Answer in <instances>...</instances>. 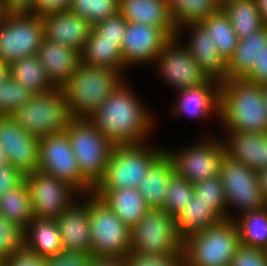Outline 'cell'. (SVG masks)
Instances as JSON below:
<instances>
[{"label": "cell", "mask_w": 267, "mask_h": 266, "mask_svg": "<svg viewBox=\"0 0 267 266\" xmlns=\"http://www.w3.org/2000/svg\"><path fill=\"white\" fill-rule=\"evenodd\" d=\"M240 245L237 225L226 219L183 240V257L192 266H231Z\"/></svg>", "instance_id": "cell-4"}, {"label": "cell", "mask_w": 267, "mask_h": 266, "mask_svg": "<svg viewBox=\"0 0 267 266\" xmlns=\"http://www.w3.org/2000/svg\"><path fill=\"white\" fill-rule=\"evenodd\" d=\"M165 152L173 161L175 173L193 185L218 176L225 155L224 144L218 141L202 143L177 155L170 151Z\"/></svg>", "instance_id": "cell-14"}, {"label": "cell", "mask_w": 267, "mask_h": 266, "mask_svg": "<svg viewBox=\"0 0 267 266\" xmlns=\"http://www.w3.org/2000/svg\"><path fill=\"white\" fill-rule=\"evenodd\" d=\"M124 85L121 83L88 120L115 146L142 144L152 118Z\"/></svg>", "instance_id": "cell-1"}, {"label": "cell", "mask_w": 267, "mask_h": 266, "mask_svg": "<svg viewBox=\"0 0 267 266\" xmlns=\"http://www.w3.org/2000/svg\"><path fill=\"white\" fill-rule=\"evenodd\" d=\"M119 72L80 62L76 71L61 87L72 117L88 119L122 83Z\"/></svg>", "instance_id": "cell-3"}, {"label": "cell", "mask_w": 267, "mask_h": 266, "mask_svg": "<svg viewBox=\"0 0 267 266\" xmlns=\"http://www.w3.org/2000/svg\"><path fill=\"white\" fill-rule=\"evenodd\" d=\"M43 19L44 38L81 52L90 37L93 26L69 11L49 14Z\"/></svg>", "instance_id": "cell-19"}, {"label": "cell", "mask_w": 267, "mask_h": 266, "mask_svg": "<svg viewBox=\"0 0 267 266\" xmlns=\"http://www.w3.org/2000/svg\"><path fill=\"white\" fill-rule=\"evenodd\" d=\"M141 144L114 146L103 179L94 190L137 188L151 165L164 153Z\"/></svg>", "instance_id": "cell-7"}, {"label": "cell", "mask_w": 267, "mask_h": 266, "mask_svg": "<svg viewBox=\"0 0 267 266\" xmlns=\"http://www.w3.org/2000/svg\"><path fill=\"white\" fill-rule=\"evenodd\" d=\"M182 258L183 252L148 255L129 251L122 260L125 266H176Z\"/></svg>", "instance_id": "cell-42"}, {"label": "cell", "mask_w": 267, "mask_h": 266, "mask_svg": "<svg viewBox=\"0 0 267 266\" xmlns=\"http://www.w3.org/2000/svg\"><path fill=\"white\" fill-rule=\"evenodd\" d=\"M130 251L141 254L183 252L176 218L162 209H150L131 229Z\"/></svg>", "instance_id": "cell-9"}, {"label": "cell", "mask_w": 267, "mask_h": 266, "mask_svg": "<svg viewBox=\"0 0 267 266\" xmlns=\"http://www.w3.org/2000/svg\"><path fill=\"white\" fill-rule=\"evenodd\" d=\"M56 223L64 251L91 254L90 199L82 206L72 204Z\"/></svg>", "instance_id": "cell-18"}, {"label": "cell", "mask_w": 267, "mask_h": 266, "mask_svg": "<svg viewBox=\"0 0 267 266\" xmlns=\"http://www.w3.org/2000/svg\"><path fill=\"white\" fill-rule=\"evenodd\" d=\"M127 28L126 19L118 12L92 28V33L99 40L119 41L122 45L123 37Z\"/></svg>", "instance_id": "cell-43"}, {"label": "cell", "mask_w": 267, "mask_h": 266, "mask_svg": "<svg viewBox=\"0 0 267 266\" xmlns=\"http://www.w3.org/2000/svg\"><path fill=\"white\" fill-rule=\"evenodd\" d=\"M118 12L127 22L161 28L170 38L178 36L167 0H120Z\"/></svg>", "instance_id": "cell-20"}, {"label": "cell", "mask_w": 267, "mask_h": 266, "mask_svg": "<svg viewBox=\"0 0 267 266\" xmlns=\"http://www.w3.org/2000/svg\"><path fill=\"white\" fill-rule=\"evenodd\" d=\"M34 95L35 93L30 89L9 77L4 84L0 85V116L12 115Z\"/></svg>", "instance_id": "cell-40"}, {"label": "cell", "mask_w": 267, "mask_h": 266, "mask_svg": "<svg viewBox=\"0 0 267 266\" xmlns=\"http://www.w3.org/2000/svg\"><path fill=\"white\" fill-rule=\"evenodd\" d=\"M72 0H38L33 15L44 17L49 14L67 12Z\"/></svg>", "instance_id": "cell-49"}, {"label": "cell", "mask_w": 267, "mask_h": 266, "mask_svg": "<svg viewBox=\"0 0 267 266\" xmlns=\"http://www.w3.org/2000/svg\"><path fill=\"white\" fill-rule=\"evenodd\" d=\"M117 0H72L69 12L87 20L92 26L118 13Z\"/></svg>", "instance_id": "cell-38"}, {"label": "cell", "mask_w": 267, "mask_h": 266, "mask_svg": "<svg viewBox=\"0 0 267 266\" xmlns=\"http://www.w3.org/2000/svg\"><path fill=\"white\" fill-rule=\"evenodd\" d=\"M3 266H46L45 258L24 248L4 260Z\"/></svg>", "instance_id": "cell-48"}, {"label": "cell", "mask_w": 267, "mask_h": 266, "mask_svg": "<svg viewBox=\"0 0 267 266\" xmlns=\"http://www.w3.org/2000/svg\"><path fill=\"white\" fill-rule=\"evenodd\" d=\"M11 116L25 131L37 138L65 131L73 119L61 88L35 94Z\"/></svg>", "instance_id": "cell-6"}, {"label": "cell", "mask_w": 267, "mask_h": 266, "mask_svg": "<svg viewBox=\"0 0 267 266\" xmlns=\"http://www.w3.org/2000/svg\"><path fill=\"white\" fill-rule=\"evenodd\" d=\"M219 176L224 187L227 205L230 203L237 205L238 208L244 209V213L267 206L255 170L224 155Z\"/></svg>", "instance_id": "cell-12"}, {"label": "cell", "mask_w": 267, "mask_h": 266, "mask_svg": "<svg viewBox=\"0 0 267 266\" xmlns=\"http://www.w3.org/2000/svg\"><path fill=\"white\" fill-rule=\"evenodd\" d=\"M7 13L4 7V0H0V23L6 17Z\"/></svg>", "instance_id": "cell-56"}, {"label": "cell", "mask_w": 267, "mask_h": 266, "mask_svg": "<svg viewBox=\"0 0 267 266\" xmlns=\"http://www.w3.org/2000/svg\"><path fill=\"white\" fill-rule=\"evenodd\" d=\"M10 77L9 63L0 60V85L4 84Z\"/></svg>", "instance_id": "cell-53"}, {"label": "cell", "mask_w": 267, "mask_h": 266, "mask_svg": "<svg viewBox=\"0 0 267 266\" xmlns=\"http://www.w3.org/2000/svg\"><path fill=\"white\" fill-rule=\"evenodd\" d=\"M243 214L242 220H235L240 244L265 250L267 248V206Z\"/></svg>", "instance_id": "cell-35"}, {"label": "cell", "mask_w": 267, "mask_h": 266, "mask_svg": "<svg viewBox=\"0 0 267 266\" xmlns=\"http://www.w3.org/2000/svg\"><path fill=\"white\" fill-rule=\"evenodd\" d=\"M170 39L161 28L127 22L121 45L124 67L133 63L153 62Z\"/></svg>", "instance_id": "cell-17"}, {"label": "cell", "mask_w": 267, "mask_h": 266, "mask_svg": "<svg viewBox=\"0 0 267 266\" xmlns=\"http://www.w3.org/2000/svg\"><path fill=\"white\" fill-rule=\"evenodd\" d=\"M10 77L35 94L49 93L56 87L48 79L37 55L20 58L9 64Z\"/></svg>", "instance_id": "cell-30"}, {"label": "cell", "mask_w": 267, "mask_h": 266, "mask_svg": "<svg viewBox=\"0 0 267 266\" xmlns=\"http://www.w3.org/2000/svg\"><path fill=\"white\" fill-rule=\"evenodd\" d=\"M256 176L263 197L267 201V168L256 170Z\"/></svg>", "instance_id": "cell-51"}, {"label": "cell", "mask_w": 267, "mask_h": 266, "mask_svg": "<svg viewBox=\"0 0 267 266\" xmlns=\"http://www.w3.org/2000/svg\"><path fill=\"white\" fill-rule=\"evenodd\" d=\"M167 1L169 11L177 29L188 23H200L202 20L216 13L220 9L214 0Z\"/></svg>", "instance_id": "cell-36"}, {"label": "cell", "mask_w": 267, "mask_h": 266, "mask_svg": "<svg viewBox=\"0 0 267 266\" xmlns=\"http://www.w3.org/2000/svg\"><path fill=\"white\" fill-rule=\"evenodd\" d=\"M207 205L194 194L187 207L176 217L178 233L183 240L222 221Z\"/></svg>", "instance_id": "cell-32"}, {"label": "cell", "mask_w": 267, "mask_h": 266, "mask_svg": "<svg viewBox=\"0 0 267 266\" xmlns=\"http://www.w3.org/2000/svg\"><path fill=\"white\" fill-rule=\"evenodd\" d=\"M0 213L26 230L33 220L30 194L25 179L0 196Z\"/></svg>", "instance_id": "cell-33"}, {"label": "cell", "mask_w": 267, "mask_h": 266, "mask_svg": "<svg viewBox=\"0 0 267 266\" xmlns=\"http://www.w3.org/2000/svg\"><path fill=\"white\" fill-rule=\"evenodd\" d=\"M257 3L264 24L267 25V0H257Z\"/></svg>", "instance_id": "cell-54"}, {"label": "cell", "mask_w": 267, "mask_h": 266, "mask_svg": "<svg viewBox=\"0 0 267 266\" xmlns=\"http://www.w3.org/2000/svg\"><path fill=\"white\" fill-rule=\"evenodd\" d=\"M25 248V230L0 213V257L5 260Z\"/></svg>", "instance_id": "cell-41"}, {"label": "cell", "mask_w": 267, "mask_h": 266, "mask_svg": "<svg viewBox=\"0 0 267 266\" xmlns=\"http://www.w3.org/2000/svg\"><path fill=\"white\" fill-rule=\"evenodd\" d=\"M91 195V254L95 259L124 258L130 251L131 230L104 202Z\"/></svg>", "instance_id": "cell-8"}, {"label": "cell", "mask_w": 267, "mask_h": 266, "mask_svg": "<svg viewBox=\"0 0 267 266\" xmlns=\"http://www.w3.org/2000/svg\"><path fill=\"white\" fill-rule=\"evenodd\" d=\"M37 56L48 79L56 88H61L68 81L81 62L78 50L46 38L42 40Z\"/></svg>", "instance_id": "cell-21"}, {"label": "cell", "mask_w": 267, "mask_h": 266, "mask_svg": "<svg viewBox=\"0 0 267 266\" xmlns=\"http://www.w3.org/2000/svg\"><path fill=\"white\" fill-rule=\"evenodd\" d=\"M175 174L172 159L164 152L149 168L137 189L150 209H162L168 184Z\"/></svg>", "instance_id": "cell-25"}, {"label": "cell", "mask_w": 267, "mask_h": 266, "mask_svg": "<svg viewBox=\"0 0 267 266\" xmlns=\"http://www.w3.org/2000/svg\"><path fill=\"white\" fill-rule=\"evenodd\" d=\"M194 31L188 46L193 59L199 64L205 74L217 81L226 80V61L219 54L214 41L200 23H188Z\"/></svg>", "instance_id": "cell-24"}, {"label": "cell", "mask_w": 267, "mask_h": 266, "mask_svg": "<svg viewBox=\"0 0 267 266\" xmlns=\"http://www.w3.org/2000/svg\"><path fill=\"white\" fill-rule=\"evenodd\" d=\"M24 179L25 175L9 163L0 167V196L17 187Z\"/></svg>", "instance_id": "cell-47"}, {"label": "cell", "mask_w": 267, "mask_h": 266, "mask_svg": "<svg viewBox=\"0 0 267 266\" xmlns=\"http://www.w3.org/2000/svg\"><path fill=\"white\" fill-rule=\"evenodd\" d=\"M44 39L43 19L33 14H7L0 23V60L7 63L37 55Z\"/></svg>", "instance_id": "cell-10"}, {"label": "cell", "mask_w": 267, "mask_h": 266, "mask_svg": "<svg viewBox=\"0 0 267 266\" xmlns=\"http://www.w3.org/2000/svg\"><path fill=\"white\" fill-rule=\"evenodd\" d=\"M4 260L0 257V266H3Z\"/></svg>", "instance_id": "cell-60"}, {"label": "cell", "mask_w": 267, "mask_h": 266, "mask_svg": "<svg viewBox=\"0 0 267 266\" xmlns=\"http://www.w3.org/2000/svg\"><path fill=\"white\" fill-rule=\"evenodd\" d=\"M65 132L81 176L95 188L104 177L115 145L87 118H73Z\"/></svg>", "instance_id": "cell-5"}, {"label": "cell", "mask_w": 267, "mask_h": 266, "mask_svg": "<svg viewBox=\"0 0 267 266\" xmlns=\"http://www.w3.org/2000/svg\"><path fill=\"white\" fill-rule=\"evenodd\" d=\"M267 45V25L238 41L232 56L226 62V80L241 79L258 59Z\"/></svg>", "instance_id": "cell-26"}, {"label": "cell", "mask_w": 267, "mask_h": 266, "mask_svg": "<svg viewBox=\"0 0 267 266\" xmlns=\"http://www.w3.org/2000/svg\"><path fill=\"white\" fill-rule=\"evenodd\" d=\"M218 115L230 131L267 133L264 86L244 79L222 81Z\"/></svg>", "instance_id": "cell-2"}, {"label": "cell", "mask_w": 267, "mask_h": 266, "mask_svg": "<svg viewBox=\"0 0 267 266\" xmlns=\"http://www.w3.org/2000/svg\"><path fill=\"white\" fill-rule=\"evenodd\" d=\"M34 218L57 219L72 205L75 188L50 174L36 170L25 175ZM73 191V192H71Z\"/></svg>", "instance_id": "cell-13"}, {"label": "cell", "mask_w": 267, "mask_h": 266, "mask_svg": "<svg viewBox=\"0 0 267 266\" xmlns=\"http://www.w3.org/2000/svg\"><path fill=\"white\" fill-rule=\"evenodd\" d=\"M200 24L207 30L219 54L227 62L239 41L228 15L220 8L216 13L202 20Z\"/></svg>", "instance_id": "cell-34"}, {"label": "cell", "mask_w": 267, "mask_h": 266, "mask_svg": "<svg viewBox=\"0 0 267 266\" xmlns=\"http://www.w3.org/2000/svg\"><path fill=\"white\" fill-rule=\"evenodd\" d=\"M91 266H125L122 259H95Z\"/></svg>", "instance_id": "cell-52"}, {"label": "cell", "mask_w": 267, "mask_h": 266, "mask_svg": "<svg viewBox=\"0 0 267 266\" xmlns=\"http://www.w3.org/2000/svg\"><path fill=\"white\" fill-rule=\"evenodd\" d=\"M93 194L104 202L130 230L150 210L137 188L93 190Z\"/></svg>", "instance_id": "cell-23"}, {"label": "cell", "mask_w": 267, "mask_h": 266, "mask_svg": "<svg viewBox=\"0 0 267 266\" xmlns=\"http://www.w3.org/2000/svg\"><path fill=\"white\" fill-rule=\"evenodd\" d=\"M176 266H192L184 257L177 263Z\"/></svg>", "instance_id": "cell-57"}, {"label": "cell", "mask_w": 267, "mask_h": 266, "mask_svg": "<svg viewBox=\"0 0 267 266\" xmlns=\"http://www.w3.org/2000/svg\"><path fill=\"white\" fill-rule=\"evenodd\" d=\"M231 266H267V255L264 249L240 244Z\"/></svg>", "instance_id": "cell-44"}, {"label": "cell", "mask_w": 267, "mask_h": 266, "mask_svg": "<svg viewBox=\"0 0 267 266\" xmlns=\"http://www.w3.org/2000/svg\"><path fill=\"white\" fill-rule=\"evenodd\" d=\"M194 196V185L176 173L171 177L162 210L177 217Z\"/></svg>", "instance_id": "cell-39"}, {"label": "cell", "mask_w": 267, "mask_h": 266, "mask_svg": "<svg viewBox=\"0 0 267 266\" xmlns=\"http://www.w3.org/2000/svg\"><path fill=\"white\" fill-rule=\"evenodd\" d=\"M264 97H265V103L267 107V85L264 86Z\"/></svg>", "instance_id": "cell-59"}, {"label": "cell", "mask_w": 267, "mask_h": 266, "mask_svg": "<svg viewBox=\"0 0 267 266\" xmlns=\"http://www.w3.org/2000/svg\"><path fill=\"white\" fill-rule=\"evenodd\" d=\"M216 2V4H218V6L220 8H222L226 3L230 2L231 0H214Z\"/></svg>", "instance_id": "cell-58"}, {"label": "cell", "mask_w": 267, "mask_h": 266, "mask_svg": "<svg viewBox=\"0 0 267 266\" xmlns=\"http://www.w3.org/2000/svg\"><path fill=\"white\" fill-rule=\"evenodd\" d=\"M215 82L218 84H215L216 87L213 89L212 85ZM220 83V81L217 82V80L210 78L206 83L199 86L181 89L179 92L182 94V99L176 106L179 109L173 108L175 110L174 113H176V110H180V112L182 111L191 116L202 115L205 117L214 109L218 114Z\"/></svg>", "instance_id": "cell-28"}, {"label": "cell", "mask_w": 267, "mask_h": 266, "mask_svg": "<svg viewBox=\"0 0 267 266\" xmlns=\"http://www.w3.org/2000/svg\"><path fill=\"white\" fill-rule=\"evenodd\" d=\"M222 9L228 15L238 40L265 26L257 0H231Z\"/></svg>", "instance_id": "cell-29"}, {"label": "cell", "mask_w": 267, "mask_h": 266, "mask_svg": "<svg viewBox=\"0 0 267 266\" xmlns=\"http://www.w3.org/2000/svg\"><path fill=\"white\" fill-rule=\"evenodd\" d=\"M194 194L222 220L231 219L226 214L227 206L224 187L220 176L208 178L194 184Z\"/></svg>", "instance_id": "cell-37"}, {"label": "cell", "mask_w": 267, "mask_h": 266, "mask_svg": "<svg viewBox=\"0 0 267 266\" xmlns=\"http://www.w3.org/2000/svg\"><path fill=\"white\" fill-rule=\"evenodd\" d=\"M95 257L90 253L63 251L45 258L46 266H91Z\"/></svg>", "instance_id": "cell-45"}, {"label": "cell", "mask_w": 267, "mask_h": 266, "mask_svg": "<svg viewBox=\"0 0 267 266\" xmlns=\"http://www.w3.org/2000/svg\"><path fill=\"white\" fill-rule=\"evenodd\" d=\"M0 145L9 163L24 175L38 170L39 138L25 131L11 116H0Z\"/></svg>", "instance_id": "cell-15"}, {"label": "cell", "mask_w": 267, "mask_h": 266, "mask_svg": "<svg viewBox=\"0 0 267 266\" xmlns=\"http://www.w3.org/2000/svg\"><path fill=\"white\" fill-rule=\"evenodd\" d=\"M80 55L81 62L89 66L120 70V73L124 68L119 41L99 40L92 32Z\"/></svg>", "instance_id": "cell-31"}, {"label": "cell", "mask_w": 267, "mask_h": 266, "mask_svg": "<svg viewBox=\"0 0 267 266\" xmlns=\"http://www.w3.org/2000/svg\"><path fill=\"white\" fill-rule=\"evenodd\" d=\"M177 37L171 38L155 58L159 62L162 76L178 90L206 83L210 78L193 59L186 46L178 48Z\"/></svg>", "instance_id": "cell-16"}, {"label": "cell", "mask_w": 267, "mask_h": 266, "mask_svg": "<svg viewBox=\"0 0 267 266\" xmlns=\"http://www.w3.org/2000/svg\"><path fill=\"white\" fill-rule=\"evenodd\" d=\"M6 164H8L6 154L0 145V167L5 166Z\"/></svg>", "instance_id": "cell-55"}, {"label": "cell", "mask_w": 267, "mask_h": 266, "mask_svg": "<svg viewBox=\"0 0 267 266\" xmlns=\"http://www.w3.org/2000/svg\"><path fill=\"white\" fill-rule=\"evenodd\" d=\"M241 79L262 86L267 85V45L252 65V68Z\"/></svg>", "instance_id": "cell-46"}, {"label": "cell", "mask_w": 267, "mask_h": 266, "mask_svg": "<svg viewBox=\"0 0 267 266\" xmlns=\"http://www.w3.org/2000/svg\"><path fill=\"white\" fill-rule=\"evenodd\" d=\"M38 170L67 182L76 190L94 188L81 176L70 140L65 131L39 138ZM92 192V193H91Z\"/></svg>", "instance_id": "cell-11"}, {"label": "cell", "mask_w": 267, "mask_h": 266, "mask_svg": "<svg viewBox=\"0 0 267 266\" xmlns=\"http://www.w3.org/2000/svg\"><path fill=\"white\" fill-rule=\"evenodd\" d=\"M25 248L42 258L63 252L56 219L33 218L25 230Z\"/></svg>", "instance_id": "cell-27"}, {"label": "cell", "mask_w": 267, "mask_h": 266, "mask_svg": "<svg viewBox=\"0 0 267 266\" xmlns=\"http://www.w3.org/2000/svg\"><path fill=\"white\" fill-rule=\"evenodd\" d=\"M228 145L224 143L225 155L252 170L267 168V133L230 131Z\"/></svg>", "instance_id": "cell-22"}, {"label": "cell", "mask_w": 267, "mask_h": 266, "mask_svg": "<svg viewBox=\"0 0 267 266\" xmlns=\"http://www.w3.org/2000/svg\"><path fill=\"white\" fill-rule=\"evenodd\" d=\"M38 0H4L7 14H33Z\"/></svg>", "instance_id": "cell-50"}]
</instances>
